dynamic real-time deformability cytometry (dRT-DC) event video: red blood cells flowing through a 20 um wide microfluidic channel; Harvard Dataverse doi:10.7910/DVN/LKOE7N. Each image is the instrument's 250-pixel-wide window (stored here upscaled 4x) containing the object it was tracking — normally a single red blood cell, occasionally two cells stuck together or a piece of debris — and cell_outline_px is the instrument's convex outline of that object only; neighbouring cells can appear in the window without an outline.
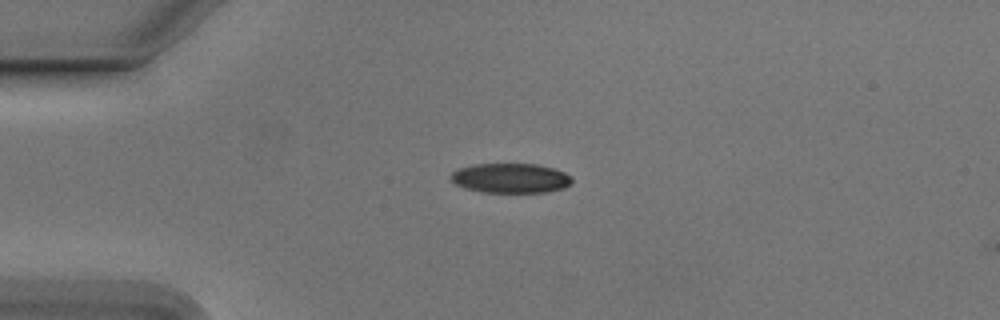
{"species": "Egyptian fruit bat (a non-hibernating species)", "species_latin": "Rousettus aegyptiacus", "temperature_condition": "cold", "stored_images_in_passage": 5, "camera_frame_rate_fps": 3000, "um_per_image_px": 0.085, "animal": {"sex": "male"}, "frame": {"image": 1, "passage_image": 1, "time_ms": 0.0, "image_size_px": [1000, 320], "cell_outline_px": [[572, 184], [564, 188], [544, 192], [484, 192], [468, 188], [456, 184], [448, 176], [452, 172], [460, 168], [472, 164], [536, 164], [552, 168], [564, 172], [572, 176]], "centroid_in_image_um": [43.42, 15.13], "position_along_channel_um": 41.6, "area_um2": 20.87}}